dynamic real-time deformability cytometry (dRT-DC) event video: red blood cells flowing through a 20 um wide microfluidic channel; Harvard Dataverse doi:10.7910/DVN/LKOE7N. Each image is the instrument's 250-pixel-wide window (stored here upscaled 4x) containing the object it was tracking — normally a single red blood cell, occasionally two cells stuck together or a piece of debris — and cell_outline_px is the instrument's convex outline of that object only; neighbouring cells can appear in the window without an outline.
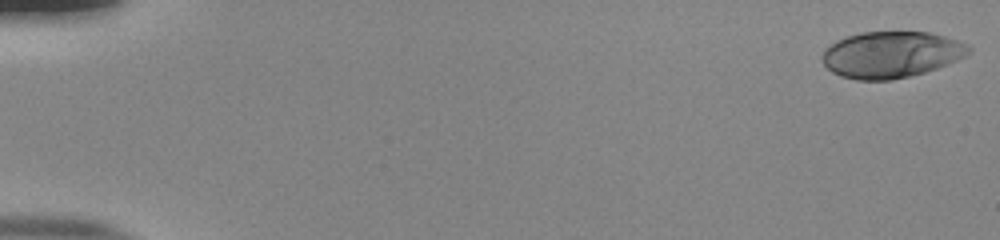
{"species": "human", "species_latin": "Homo sapiens", "temperature_condition": "room temperature", "stored_images_in_passage": 53, "camera_frame_rate_fps": 3000, "um_per_image_px": 0.085, "donor": {"sex": "male"}, "frame": {"image": 1, "passage_image": 1, "time_ms": 0.0, "image_size_px": [1000, 240], "cell_outline_px": [[972, 52], [956, 60], [936, 68], [924, 72], [892, 80], [856, 80], [840, 76], [832, 72], [820, 60], [820, 56], [836, 40], [860, 32], [928, 32], [944, 36], [968, 44], [972, 48]], "centroid_in_image_um": [75.74, 4.64], "position_along_channel_um": 9.3, "area_um2": 39.48}}
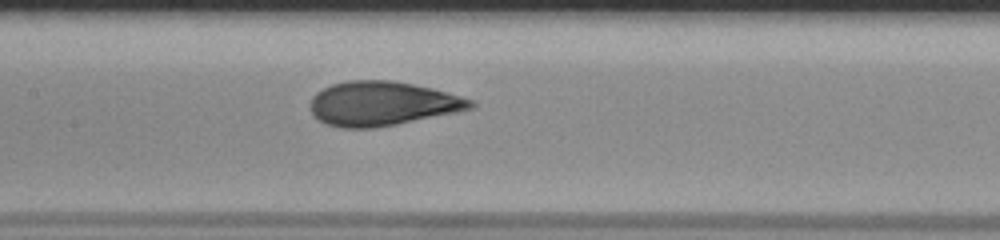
{"frame": {"image": 2, "passage_image": 27, "time_ms": 8.667, "image_size_px": [1000, 240], "cell_outline_px": [[476, 104], [472, 108], [396, 124], [376, 128], [340, 128], [324, 124], [308, 108], [312, 96], [316, 92], [332, 84], [348, 80], [392, 80], [432, 88], [460, 96], [472, 100]], "centroid_in_image_um": [32.42, 8.8], "position_along_channel_um": 175.0, "area_um2": 41.15}}
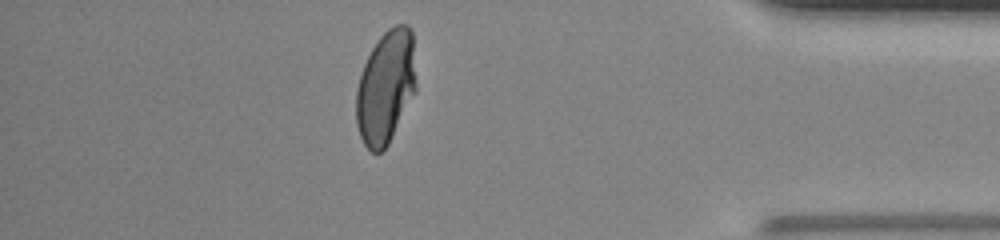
{"frame": {"image": 3, "passage_image": 47, "time_ms": 15.333, "image_size_px": [1000, 240], "cell_outline_px": [[416, 92], [388, 144], [380, 152], [372, 152], [364, 144], [360, 136], [356, 124], [356, 92], [360, 76], [364, 64], [372, 48], [380, 36], [388, 28], [396, 24], [408, 24], [412, 28], [416, 84]], "centroid_in_image_um": [32.8, 7.38], "position_along_channel_um": 402.4, "area_um2": 39.65}, "authors_computed_cell_mechanics": {"area_um2": 40.3444, "velocity_mm_per_s": 3.8847, "shape_relaxation_time_tau1_ms": 5.8691, "shape_relaxation_time_tau2_ms": null, "deformation_change_tau1": 0.2699, "deformation_change_tau2": null}}